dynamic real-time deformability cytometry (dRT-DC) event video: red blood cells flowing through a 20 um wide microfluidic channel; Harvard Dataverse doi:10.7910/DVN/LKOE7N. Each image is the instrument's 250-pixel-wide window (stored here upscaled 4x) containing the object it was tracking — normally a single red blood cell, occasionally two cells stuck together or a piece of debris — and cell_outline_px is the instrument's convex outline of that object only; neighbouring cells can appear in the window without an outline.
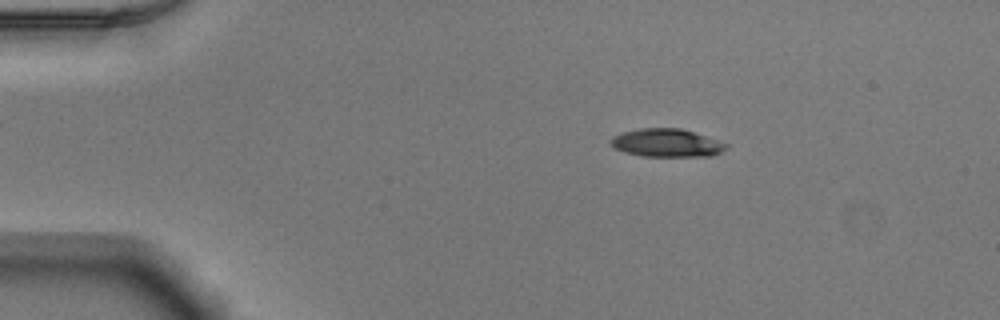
{"species": "Egyptian fruit bat (a non-hibernating species)", "species_latin": "Rousettus aegyptiacus", "temperature_condition": "warm", "stored_images_in_passage": 52, "camera_frame_rate_fps": 3000, "um_per_image_px": 0.085, "animal": {"sex": "male"}, "frame": {"image": 1, "passage_image": 9, "time_ms": 2.667, "image_size_px": [1000, 320], "cell_outline_px": [[728, 148], [712, 156], [640, 156], [624, 152], [616, 148], [612, 144], [612, 136], [624, 132], [640, 128], [680, 128], [728, 144]], "centroid_in_image_um": [56.67, 12.15], "position_along_channel_um": 28.3, "area_um2": 18.61}}
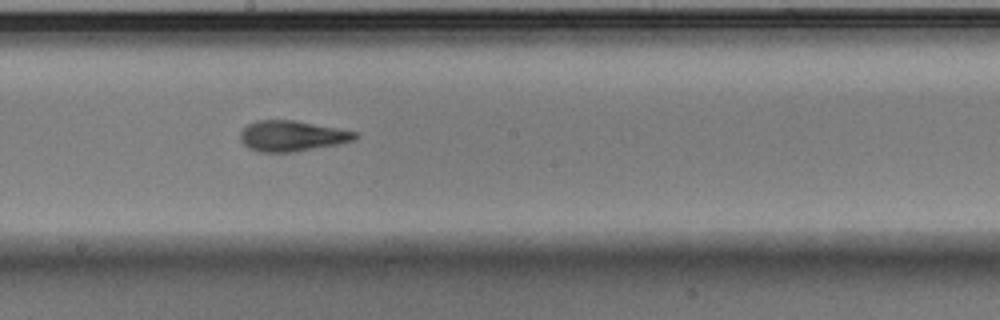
{"frame": {"image": 2, "passage_image": 29, "time_ms": 9.333, "image_size_px": [1000, 320], "cell_outline_px": [[360, 136], [356, 140], [340, 144], [296, 152], [260, 152], [248, 148], [240, 140], [240, 132], [248, 124], [256, 120], [292, 120], [336, 128], [356, 132]], "centroid_in_image_um": [24.82, 11.57], "position_along_channel_um": 223.4, "area_um2": 20.58}}
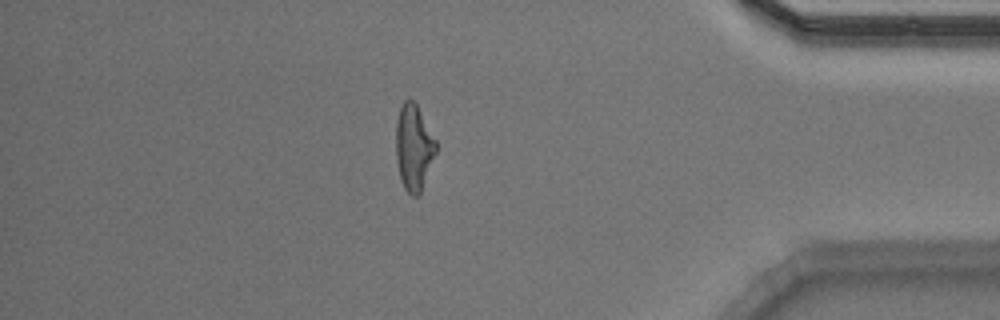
{"frame": {"image": 3, "passage_image": 45, "time_ms": 14.667, "image_size_px": [1000, 320], "cell_outline_px": [[436, 152], [420, 192], [416, 196], [412, 196], [404, 188], [400, 180], [396, 160], [396, 120], [400, 108], [404, 100], [412, 100], [416, 104], [436, 140]], "centroid_in_image_um": [35.15, 12.53], "position_along_channel_um": 400.1, "area_um2": 19.83}, "authors_computed_cell_mechanics": {"area_um2": 20.0277, "velocity_mm_per_s": 3.9155, "shape_relaxation_time_tau1_ms": 5.6322, "shape_relaxation_time_tau2_ms": 2.1292, "deformation_change_tau1": 0.2243, "deformation_change_tau2": 0.1151}}